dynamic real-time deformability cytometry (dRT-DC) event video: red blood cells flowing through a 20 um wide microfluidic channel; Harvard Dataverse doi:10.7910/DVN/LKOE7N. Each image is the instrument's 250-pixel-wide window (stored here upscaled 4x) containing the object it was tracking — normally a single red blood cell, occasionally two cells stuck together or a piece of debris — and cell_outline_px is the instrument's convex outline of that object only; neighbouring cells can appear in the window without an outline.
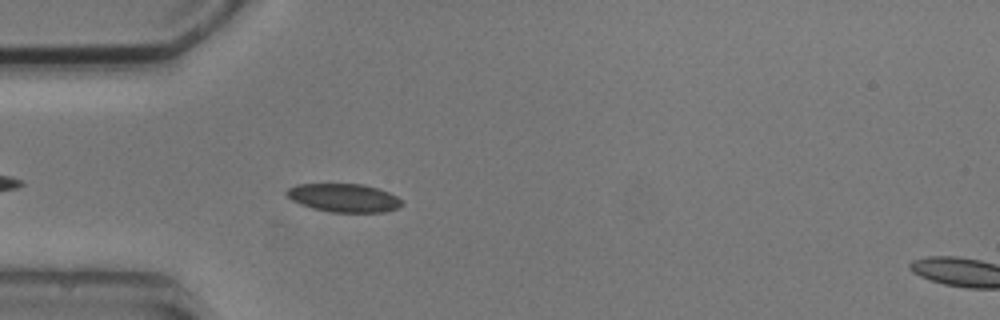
{"species": "common noctule bat (a hibernating species)", "species_latin": "Nyctalus noctula", "temperature_condition": "cold", "stored_images_in_passage": 4, "camera_frame_rate_fps": 3000, "um_per_image_px": 0.085, "animal": {"sex": "male", "body_mass_g": 20.5, "forearm_length_mm": 52.5}, "frame": {"image": 1, "passage_image": 4, "time_ms": 4.667, "image_size_px": [1000, 320], "cell_outline_px": [[404, 204], [396, 208], [384, 212], [328, 212], [312, 208], [300, 204], [292, 200], [284, 192], [288, 188], [296, 184], [364, 184], [388, 192], [396, 196]], "centroid_in_image_um": [29.19, 16.82], "position_along_channel_um": 55.8, "area_um2": 19.02}}